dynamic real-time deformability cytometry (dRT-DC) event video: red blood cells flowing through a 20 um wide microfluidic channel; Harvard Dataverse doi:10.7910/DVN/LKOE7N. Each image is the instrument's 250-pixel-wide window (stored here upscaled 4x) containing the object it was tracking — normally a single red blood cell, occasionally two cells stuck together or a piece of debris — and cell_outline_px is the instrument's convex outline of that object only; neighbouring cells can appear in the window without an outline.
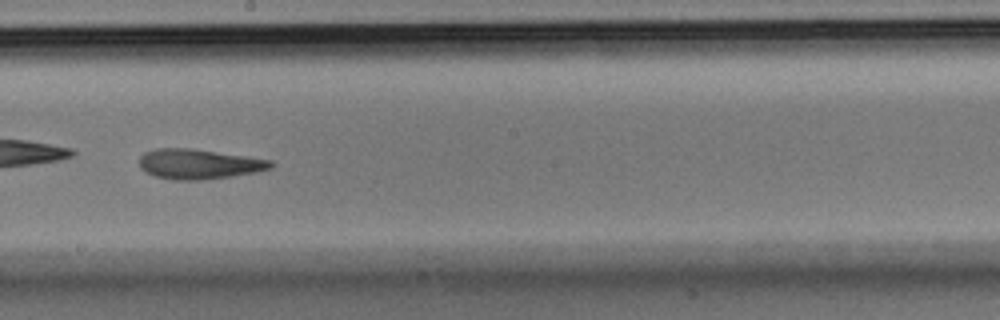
{"species": "Egyptian fruit bat (a non-hibernating species)", "species_latin": "Rousettus aegyptiacus", "temperature_condition": "room temperature", "stored_images_in_passage": 55, "camera_frame_rate_fps": 3000, "um_per_image_px": 0.085, "animal": {"sex": "male"}, "frame": {"image": 1, "passage_image": 32, "time_ms": 10.333, "image_size_px": [1000, 320], "cell_outline_px": [[276, 164], [272, 168], [256, 172], [232, 176], [200, 180], [172, 180], [156, 176], [144, 172], [140, 168], [140, 156], [144, 152], [156, 148], [192, 148], [248, 156], [272, 160]], "centroid_in_image_um": [16.92, 13.94], "position_along_channel_um": 231.3, "area_um2": 23.24}, "authors_computed_cell_mechanics": {"area_um2": 23.0044, "velocity_mm_per_s": 3.6261, "shape_relaxation_time_tau1_ms": null, "shape_relaxation_time_tau2_ms": 4.6544, "deformation_change_tau1": null, "deformation_change_tau2": 0.1453}}